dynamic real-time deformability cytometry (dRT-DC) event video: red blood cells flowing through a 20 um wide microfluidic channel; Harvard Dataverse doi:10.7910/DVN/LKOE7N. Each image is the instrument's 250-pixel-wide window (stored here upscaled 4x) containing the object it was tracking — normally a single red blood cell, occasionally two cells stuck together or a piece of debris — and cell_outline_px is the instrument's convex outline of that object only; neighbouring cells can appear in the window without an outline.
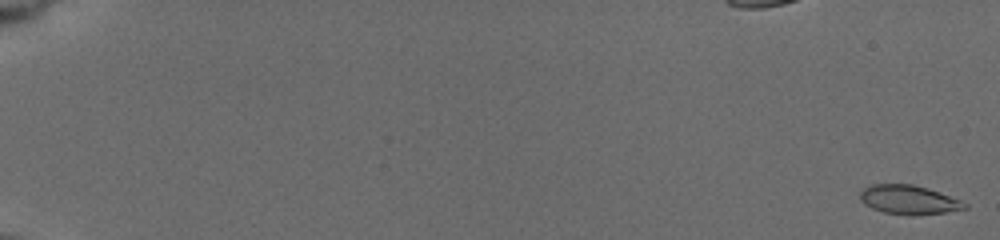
{"species": "common noctule bat (a hibernating species)", "species_latin": "Nyctalus noctula", "temperature_condition": "cold", "stored_images_in_passage": 69, "camera_frame_rate_fps": 3000, "um_per_image_px": 0.085, "animal": {"sex": "female", "body_mass_g": 19.5, "forearm_length_mm": 54.1}, "frame": {"image": 1, "passage_image": 1, "time_ms": 0.0, "image_size_px": [1000, 240], "cell_outline_px": [[968, 208], [944, 212], [908, 216], [884, 212], [872, 208], [864, 204], [860, 200], [860, 192], [864, 188], [872, 184], [912, 184], [928, 188], [960, 200], [968, 204]], "centroid_in_image_um": [77.23, 16.98], "position_along_channel_um": 7.8, "area_um2": 17.69}}
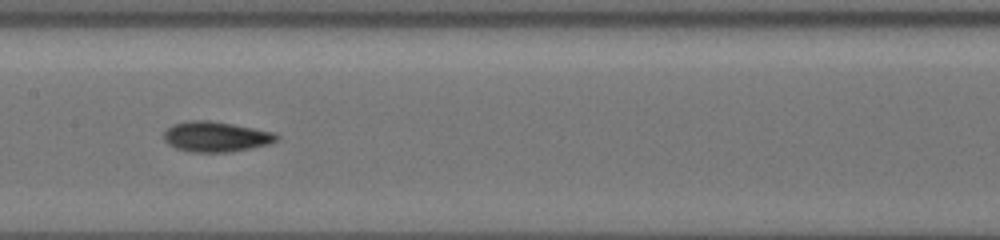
{"frame": {"image": 2, "passage_image": 47, "time_ms": 10.333, "image_size_px": [1000, 240], "cell_outline_px": [[280, 136], [276, 140], [268, 144], [232, 152], [192, 152], [176, 148], [168, 144], [164, 140], [164, 132], [172, 124], [188, 120], [208, 120], [232, 124], [272, 132]], "centroid_in_image_um": [18.31, 11.62], "position_along_channel_um": 189.1, "area_um2": 19.77}}
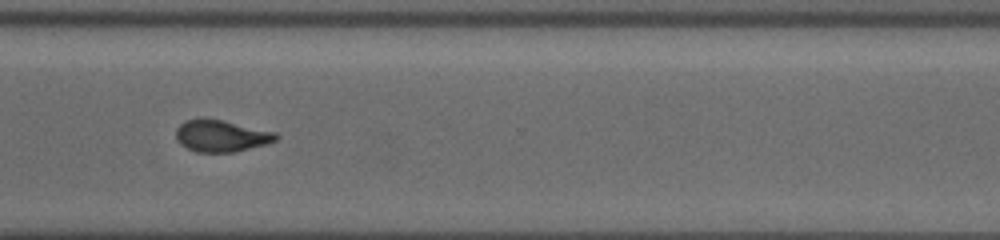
{"frame": {"image": 3, "passage_image": 68, "time_ms": 14.667, "image_size_px": [1000, 240], "cell_outline_px": [[280, 136], [276, 140], [264, 144], [232, 152], [196, 152], [180, 144], [176, 140], [176, 128], [184, 120], [200, 116], [204, 116], [276, 132]], "centroid_in_image_um": [18.74, 11.51], "position_along_channel_um": 351.9, "area_um2": 18.73}}